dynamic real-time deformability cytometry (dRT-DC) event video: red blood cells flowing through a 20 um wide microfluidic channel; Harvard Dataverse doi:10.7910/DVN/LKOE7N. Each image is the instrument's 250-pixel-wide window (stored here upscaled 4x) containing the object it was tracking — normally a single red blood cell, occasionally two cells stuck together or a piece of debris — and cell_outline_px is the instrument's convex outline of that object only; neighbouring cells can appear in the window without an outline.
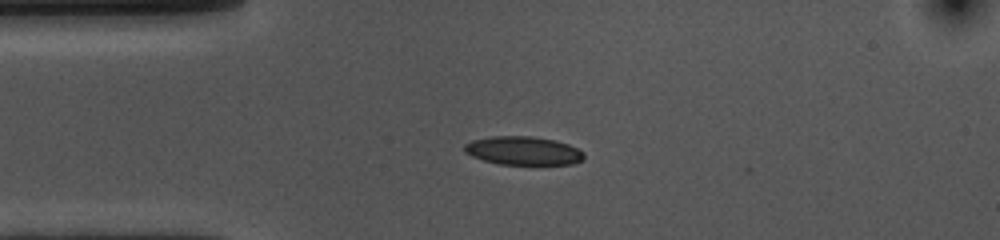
{"species": "common noctule bat (a hibernating species)", "species_latin": "Nyctalus noctula", "temperature_condition": "cold", "stored_images_in_passage": 4, "camera_frame_rate_fps": 3000, "um_per_image_px": 0.085, "animal": {"sex": "female", "body_mass_g": 10.0, "forearm_length_mm": 53.1}, "frame": {"image": 1, "passage_image": 2, "time_ms": 0.333, "image_size_px": [1000, 240], "cell_outline_px": [[584, 160], [572, 164], [500, 164], [484, 160], [472, 156], [464, 152], [464, 144], [472, 140], [492, 136], [532, 136], [556, 140], [568, 144], [584, 152]], "centroid_in_image_um": [44.48, 12.8], "position_along_channel_um": 40.5, "area_um2": 19.88}}